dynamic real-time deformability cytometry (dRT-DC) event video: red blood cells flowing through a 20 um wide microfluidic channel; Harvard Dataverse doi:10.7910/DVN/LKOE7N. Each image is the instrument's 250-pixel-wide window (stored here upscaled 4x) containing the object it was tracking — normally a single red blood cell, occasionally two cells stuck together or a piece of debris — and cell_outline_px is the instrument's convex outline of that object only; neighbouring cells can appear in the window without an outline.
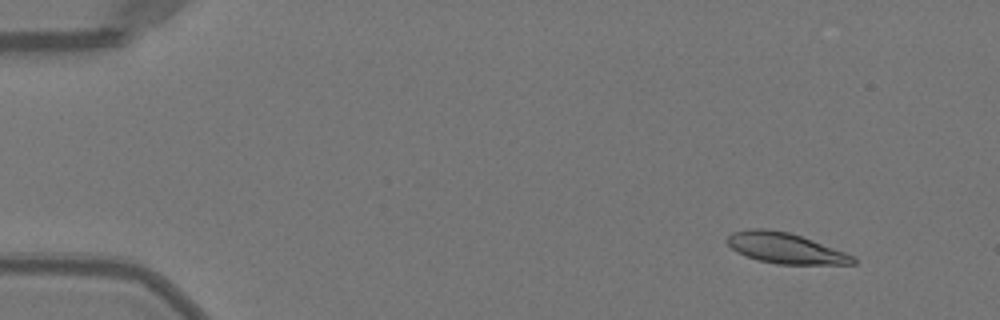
{"species": "Egyptian fruit bat (a non-hibernating species)", "species_latin": "Rousettus aegyptiacus", "temperature_condition": "warm", "stored_images_in_passage": 48, "camera_frame_rate_fps": 3000, "um_per_image_px": 0.085, "animal": {"sex": "female"}, "frame": {"image": 1, "passage_image": 2, "time_ms": 0.333, "image_size_px": [1000, 320], "cell_outline_px": [[856, 264], [776, 264], [756, 260], [736, 252], [724, 240], [732, 232], [748, 228], [760, 228], [788, 232], [812, 240], [856, 256]], "centroid_in_image_um": [66.72, 21.1], "position_along_channel_um": 18.3, "area_um2": 22.48}}
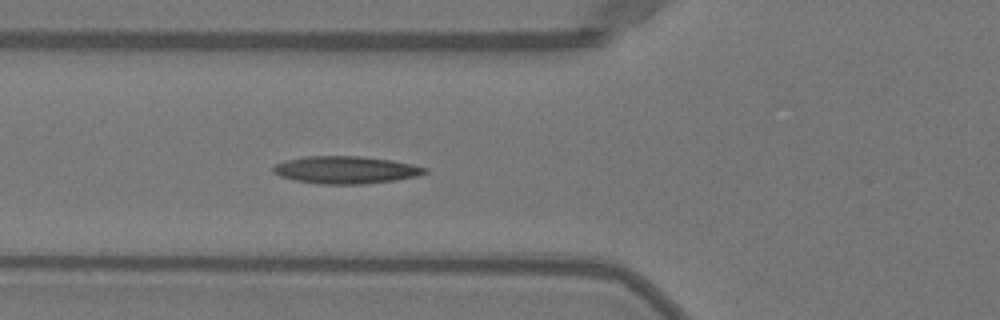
{"frame": {"image": 2, "passage_image": 16, "time_ms": 5.0, "image_size_px": [1000, 320], "cell_outline_px": [[428, 172], [416, 176], [396, 180], [364, 184], [320, 184], [292, 180], [280, 176], [272, 172], [272, 168], [276, 164], [284, 160], [304, 156], [360, 156], [392, 160], [412, 164], [428, 168]], "centroid_in_image_um": [29.36, 14.44], "position_along_channel_um": 96.4, "area_um2": 24.45}}
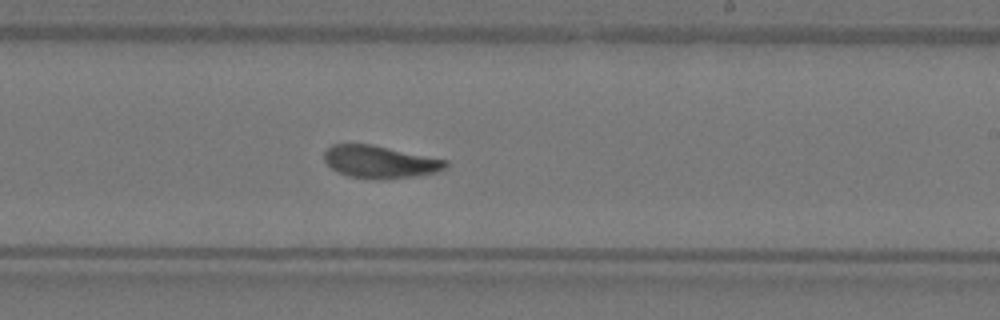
{"frame": {"image": 3, "passage_image": 28, "time_ms": 9.0, "image_size_px": [1000, 320], "cell_outline_px": [[448, 164], [444, 168], [436, 172], [416, 176], [348, 176], [336, 172], [324, 160], [324, 152], [332, 144], [372, 144], [448, 160]], "centroid_in_image_um": [32.28, 13.7], "position_along_channel_um": 256.7, "area_um2": 22.08}, "authors_computed_cell_mechanics": {"area_um2": 23.0333, "velocity_mm_per_s": 4.0022, "shape_relaxation_time_tau1_ms": 6.2731, "shape_relaxation_time_tau2_ms": 1.7056, "deformation_change_tau1": 0.2039, "deformation_change_tau2": 0.0837}}